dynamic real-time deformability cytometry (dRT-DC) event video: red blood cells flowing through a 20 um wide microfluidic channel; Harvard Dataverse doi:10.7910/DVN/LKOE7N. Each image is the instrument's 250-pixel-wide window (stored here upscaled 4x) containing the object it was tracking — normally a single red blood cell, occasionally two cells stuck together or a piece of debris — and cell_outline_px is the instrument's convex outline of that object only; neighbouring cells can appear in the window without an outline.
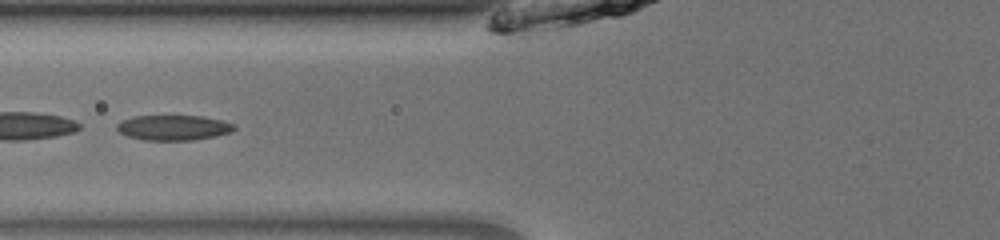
{"species": "common noctule bat (a hibernating species)", "species_latin": "Nyctalus noctula", "temperature_condition": "room temperature", "stored_images_in_passage": 38, "segment_of_instrument_passage": [2, 2], "camera_frame_rate_fps": 3000, "um_per_image_px": 0.085, "animal": {"sex": "male", "body_mass_g": 13.0, "forearm_length_mm": 53.1}, "frame": {"image": 1, "passage_image": 10, "time_ms": 3.0, "image_size_px": [1000, 240], "cell_outline_px": [[236, 128], [232, 132], [216, 136], [196, 140], [144, 140], [128, 136], [120, 132], [116, 128], [116, 124], [120, 120], [132, 116], [204, 116], [224, 120], [236, 124]], "centroid_in_image_um": [14.78, 10.84], "position_along_channel_um": 111.0, "area_um2": 17.51}}
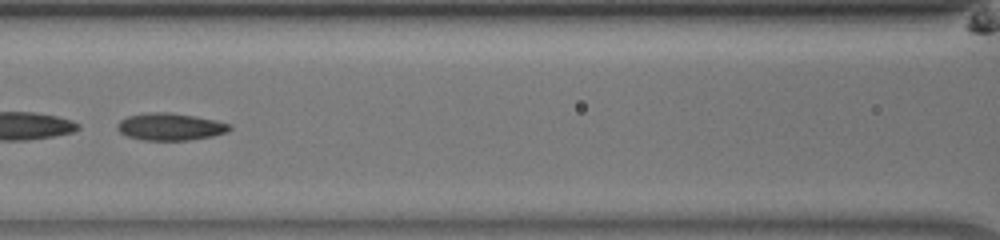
{"frame": {"image": 2, "passage_image": 13, "time_ms": 4.0, "image_size_px": [1000, 240], "cell_outline_px": [[232, 128], [228, 132], [212, 136], [188, 140], [144, 140], [128, 136], [120, 132], [116, 128], [116, 124], [120, 120], [128, 116], [148, 112], [168, 112], [196, 116], [216, 120], [232, 124]], "centroid_in_image_um": [14.49, 10.76], "position_along_channel_um": 152.1, "area_um2": 17.92}}
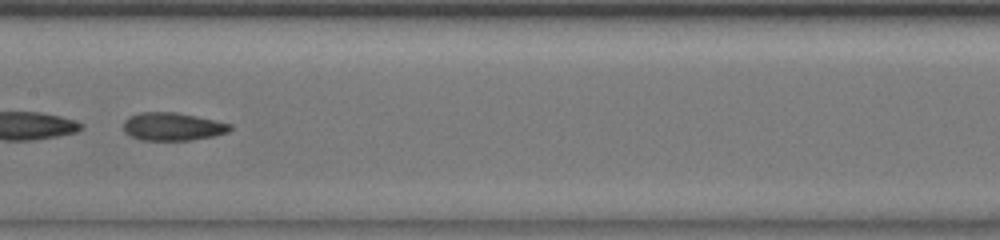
{"frame": {"image": 3, "passage_image": 16, "time_ms": 5.0, "image_size_px": [1000, 240], "cell_outline_px": [[232, 128], [228, 132], [212, 136], [192, 140], [140, 140], [124, 132], [124, 120], [128, 116], [140, 112], [176, 112], [196, 116], [232, 124]], "centroid_in_image_um": [14.65, 10.75], "position_along_channel_um": 192.7, "area_um2": 17.4}}